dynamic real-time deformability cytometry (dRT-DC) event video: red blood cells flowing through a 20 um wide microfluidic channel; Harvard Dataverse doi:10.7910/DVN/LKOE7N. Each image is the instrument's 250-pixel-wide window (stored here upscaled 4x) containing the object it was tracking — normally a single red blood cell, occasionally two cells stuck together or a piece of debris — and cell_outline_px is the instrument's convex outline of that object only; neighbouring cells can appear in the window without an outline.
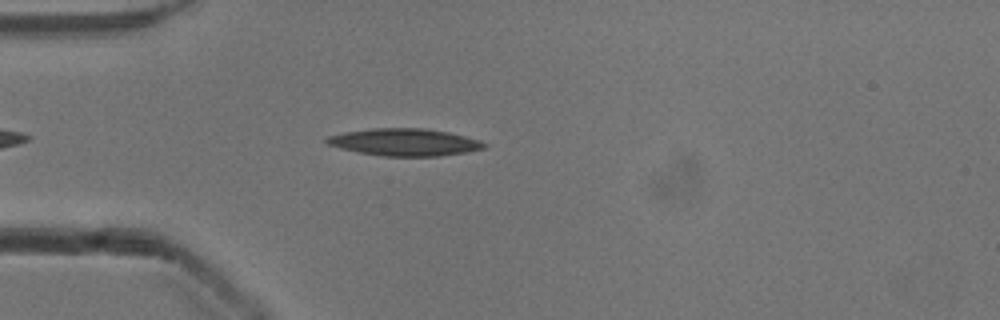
{"species": "common noctule bat (a hibernating species)", "species_latin": "Nyctalus noctula", "temperature_condition": "cold", "stored_images_in_passage": 29, "camera_frame_rate_fps": 3000, "um_per_image_px": 0.085, "animal": {"sex": "male", "body_mass_g": 13.3}, "frame": {"image": 1, "passage_image": 5, "time_ms": 1.333, "image_size_px": [1000, 320], "cell_outline_px": [[488, 144], [484, 148], [464, 152], [440, 156], [384, 156], [360, 152], [340, 148], [328, 144], [324, 140], [328, 136], [344, 132], [372, 128], [424, 128], [448, 132], [480, 140]], "centroid_in_image_um": [34.39, 12.08], "position_along_channel_um": 50.6, "area_um2": 24.8}}
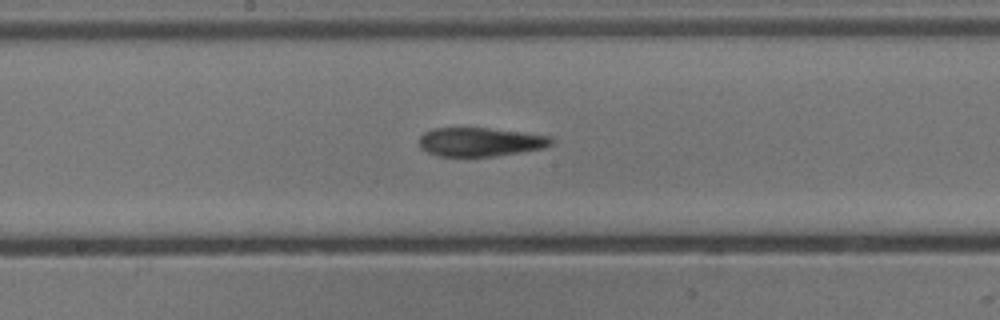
{"frame": {"image": 2, "passage_image": 18, "time_ms": 5.667, "image_size_px": [1000, 320], "cell_outline_px": [[552, 144], [544, 148], [496, 156], [440, 156], [428, 152], [420, 148], [420, 136], [424, 132], [432, 128], [488, 128], [552, 136]], "centroid_in_image_um": [40.82, 12.06], "position_along_channel_um": 207.4, "area_um2": 22.08}}
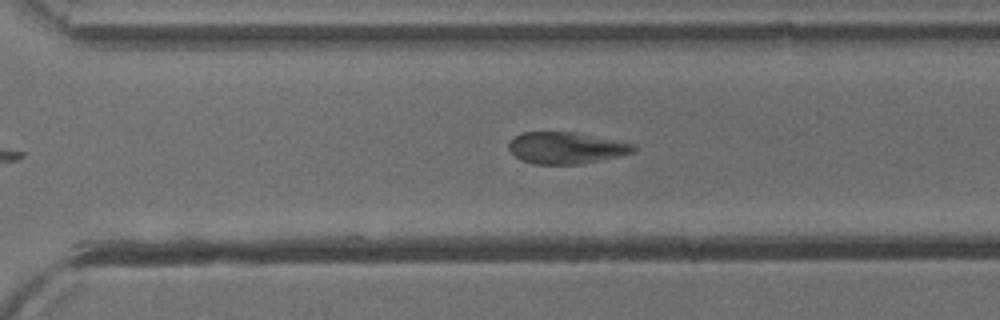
{"frame": {"image": 3, "passage_image": 27, "time_ms": 8.667, "image_size_px": [1000, 320], "cell_outline_px": [[636, 152], [580, 164], [532, 164], [520, 160], [508, 148], [508, 144], [516, 136], [524, 132], [572, 132], [636, 144]], "centroid_in_image_um": [48.12, 12.58], "position_along_channel_um": 322.5, "area_um2": 22.77}}